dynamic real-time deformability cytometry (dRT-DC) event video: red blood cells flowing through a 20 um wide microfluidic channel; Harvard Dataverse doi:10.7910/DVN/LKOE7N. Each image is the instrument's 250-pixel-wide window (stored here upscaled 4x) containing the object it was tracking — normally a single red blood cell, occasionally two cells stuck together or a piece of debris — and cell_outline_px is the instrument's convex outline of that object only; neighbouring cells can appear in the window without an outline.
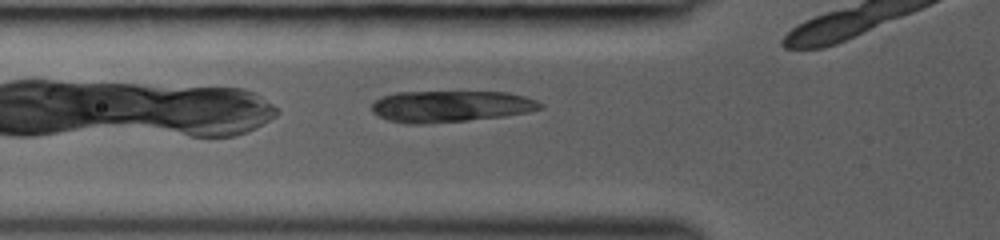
{"species": "common noctule bat (a hibernating species)", "species_latin": "Nyctalus noctula", "temperature_condition": "room temperature", "stored_images_in_passage": 9, "camera_frame_rate_fps": 3000, "um_per_image_px": 0.085, "animal": {"sex": "female", "body_mass_g": 19.0, "forearm_length_mm": 53.3}, "frame": {"image": 1, "passage_image": 2, "time_ms": 0.333, "image_size_px": [1000, 240], "cell_outline_px": [[544, 108], [528, 112], [504, 116], [468, 120], [424, 124], [408, 124], [388, 120], [372, 112], [372, 104], [380, 96], [396, 92], [508, 92], [524, 96], [536, 100], [544, 104]], "centroid_in_image_um": [38.31, 9.04], "position_along_channel_um": 87.5, "area_um2": 30.98}}